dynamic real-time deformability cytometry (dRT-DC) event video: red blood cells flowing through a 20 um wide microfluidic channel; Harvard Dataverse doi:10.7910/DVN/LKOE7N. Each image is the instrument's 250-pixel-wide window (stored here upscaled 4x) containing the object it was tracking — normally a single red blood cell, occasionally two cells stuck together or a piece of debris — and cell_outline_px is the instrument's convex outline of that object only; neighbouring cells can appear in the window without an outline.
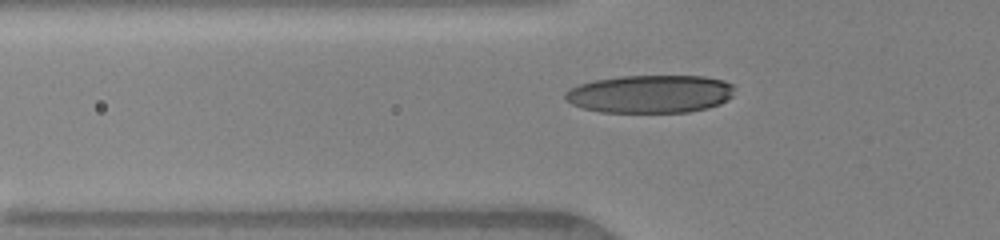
{"species": "human", "species_latin": "Homo sapiens", "temperature_condition": "warm", "stored_images_in_passage": 38, "camera_frame_rate_fps": 3000, "um_per_image_px": 0.085, "donor": {"sex": "female"}, "frame": {"image": 1, "passage_image": 9, "time_ms": 2.667, "image_size_px": [1000, 240], "cell_outline_px": [[736, 88], [732, 96], [728, 100], [720, 104], [708, 108], [688, 112], [600, 112], [584, 108], [572, 104], [564, 96], [564, 92], [568, 88], [580, 84], [596, 80], [620, 76], [704, 76], [724, 80], [732, 84]], "centroid_in_image_um": [55.31, 7.98], "position_along_channel_um": 70.5, "area_um2": 37.69}}
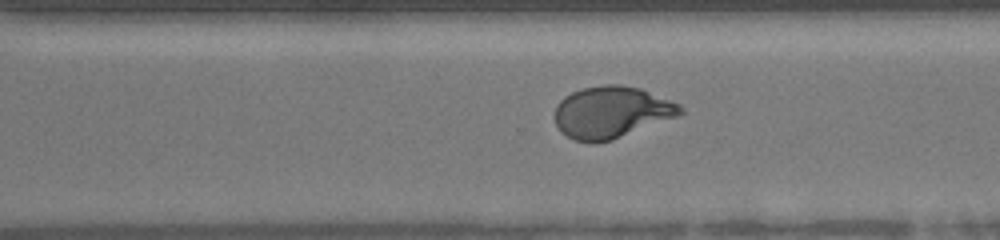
{"frame": {"image": 2, "passage_image": 27, "time_ms": 8.667, "image_size_px": [1000, 240], "cell_outline_px": [[684, 112], [676, 116], [612, 140], [576, 140], [560, 132], [552, 116], [556, 104], [564, 96], [572, 92], [584, 88], [604, 84], [620, 84], [640, 88], [680, 104], [684, 108]], "centroid_in_image_um": [51.94, 9.5], "position_along_channel_um": 318.7, "area_um2": 37.51}}
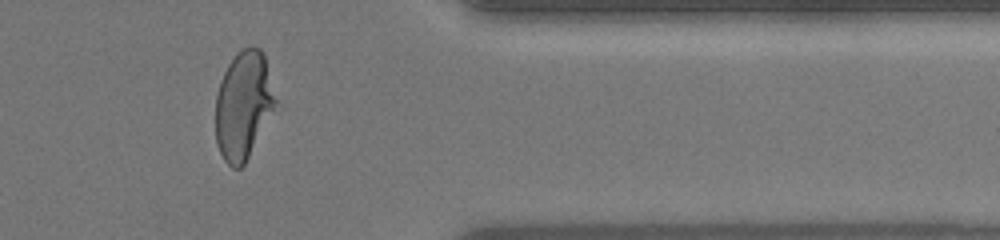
{"frame": {"image": 3, "passage_image": 33, "time_ms": 10.667, "image_size_px": [1000, 240], "cell_outline_px": [[280, 104], [244, 164], [240, 168], [232, 168], [224, 160], [216, 144], [216, 96], [220, 80], [228, 64], [236, 52], [244, 48], [260, 48], [264, 52]], "centroid_in_image_um": [20.75, 8.94], "position_along_channel_um": 390.7, "area_um2": 38.67}}